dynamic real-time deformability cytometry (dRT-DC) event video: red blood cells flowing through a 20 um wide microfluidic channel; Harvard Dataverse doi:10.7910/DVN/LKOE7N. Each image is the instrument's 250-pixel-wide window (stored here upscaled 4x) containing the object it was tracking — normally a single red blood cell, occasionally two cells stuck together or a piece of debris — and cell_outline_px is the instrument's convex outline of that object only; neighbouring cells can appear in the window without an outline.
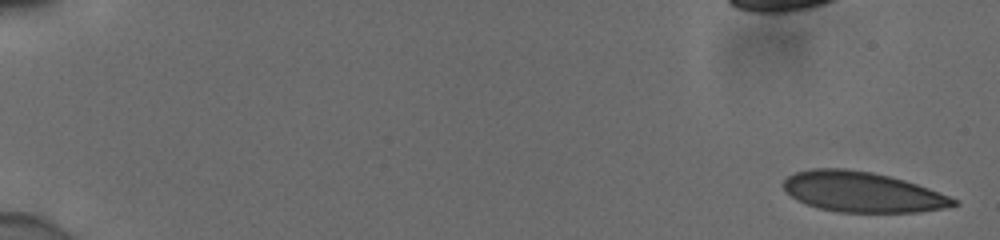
{"species": "human", "species_latin": "Homo sapiens", "temperature_condition": "cold", "stored_images_in_passage": 21, "camera_frame_rate_fps": 3000, "um_per_image_px": 0.085, "donor": {"sex": "male"}, "frame": {"image": 1, "passage_image": 1, "time_ms": 0.0, "image_size_px": [1000, 240], "cell_outline_px": [[960, 204], [944, 208], [920, 212], [836, 212], [820, 208], [796, 200], [780, 184], [788, 176], [796, 172], [812, 168], [844, 168], [872, 172], [904, 180], [928, 188], [960, 200]], "centroid_in_image_um": [73.3, 16.32], "position_along_channel_um": 11.7, "area_um2": 39.94}}
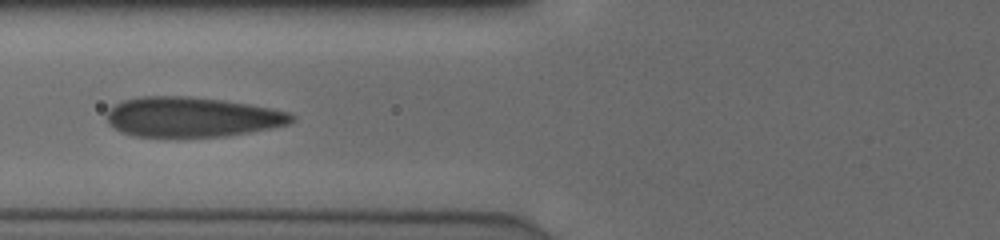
{"frame": {"image": 2, "passage_image": 18, "time_ms": 5.667, "image_size_px": [1000, 240], "cell_outline_px": [[296, 120], [288, 124], [272, 128], [252, 132], [228, 136], [180, 140], [136, 136], [120, 132], [108, 124], [108, 112], [116, 104], [124, 100], [144, 96], [188, 96], [224, 100], [248, 104], [288, 112], [296, 116]], "centroid_in_image_um": [16.32, 10.0], "position_along_channel_um": 109.5, "area_um2": 44.16}}
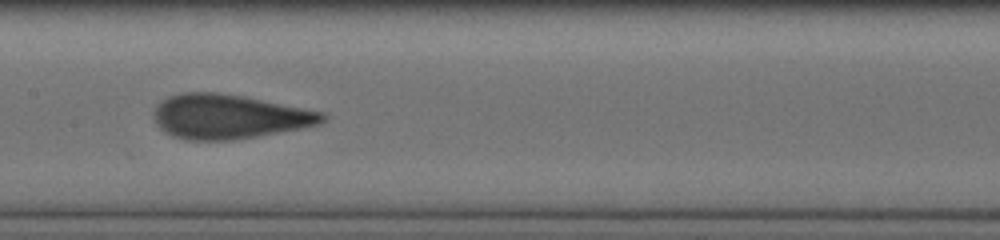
{"frame": {"image": 3, "passage_image": 20, "time_ms": 6.333, "image_size_px": [1000, 240], "cell_outline_px": [[328, 116], [320, 124], [300, 128], [256, 136], [232, 140], [188, 140], [172, 136], [164, 132], [156, 124], [152, 116], [152, 112], [156, 104], [160, 100], [168, 96], [180, 92], [220, 92], [244, 96], [324, 112]], "centroid_in_image_um": [19.39, 9.89], "position_along_channel_um": 188.0, "area_um2": 43.93}}